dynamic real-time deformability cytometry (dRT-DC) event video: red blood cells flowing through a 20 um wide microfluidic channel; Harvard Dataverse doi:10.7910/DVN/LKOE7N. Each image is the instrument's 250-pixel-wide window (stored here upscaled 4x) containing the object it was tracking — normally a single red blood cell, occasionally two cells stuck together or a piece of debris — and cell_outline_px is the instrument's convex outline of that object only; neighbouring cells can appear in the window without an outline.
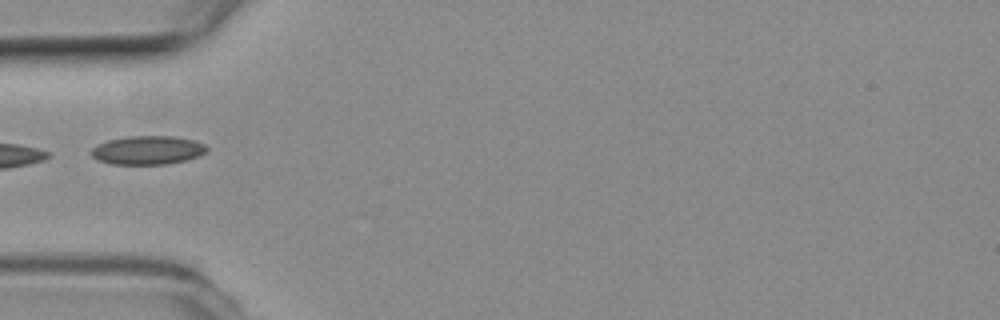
{"species": "common noctule bat (a hibernating species)", "species_latin": "Nyctalus noctula", "temperature_condition": "room temperature", "stored_images_in_passage": 8, "camera_frame_rate_fps": 3000, "um_per_image_px": 0.085, "animal": {"sex": "female", "body_mass_g": 19.3, "forearm_length_mm": 54.1}, "frame": {"image": 1, "passage_image": 4, "time_ms": 1.0, "image_size_px": [1000, 320], "cell_outline_px": [[208, 152], [200, 156], [188, 160], [168, 164], [112, 164], [96, 160], [92, 156], [92, 148], [108, 140], [128, 136], [176, 136], [196, 140], [204, 144], [208, 148]], "centroid_in_image_um": [12.62, 12.76], "position_along_channel_um": 72.4, "area_um2": 19.54}}
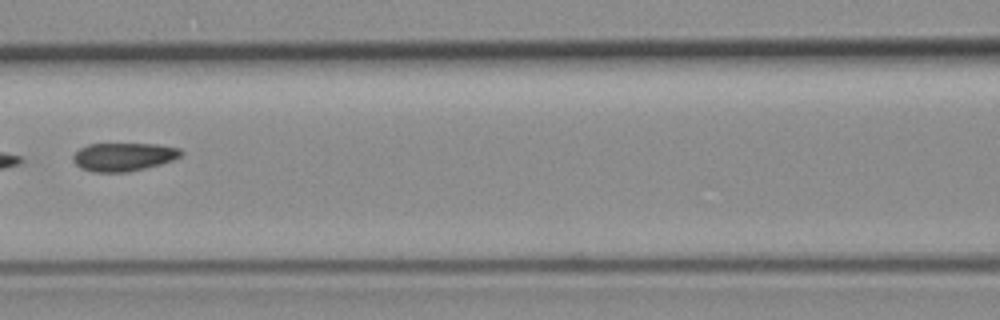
{"frame": {"image": 2, "passage_image": 6, "time_ms": 1.667, "image_size_px": [1000, 320], "cell_outline_px": [[184, 152], [180, 156], [172, 160], [160, 164], [128, 172], [92, 172], [80, 168], [72, 160], [72, 156], [80, 148], [88, 144], [160, 144], [180, 148]], "centroid_in_image_um": [10.49, 13.33], "position_along_channel_um": 156.1, "area_um2": 17.86}}
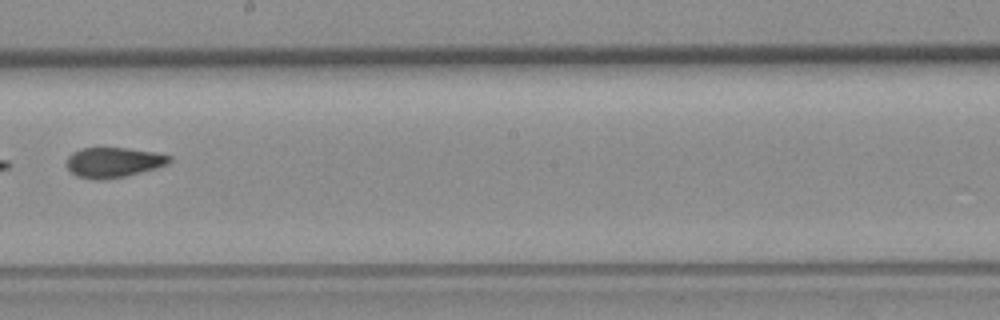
{"frame": {"image": 3, "passage_image": 8, "time_ms": 2.333, "image_size_px": [1000, 320], "cell_outline_px": [[172, 160], [168, 164], [140, 172], [124, 176], [100, 180], [96, 180], [76, 176], [68, 168], [68, 156], [72, 152], [80, 148], [128, 148], [156, 152], [172, 156]], "centroid_in_image_um": [9.66, 13.79], "position_along_channel_um": 238.5, "area_um2": 17.92}}